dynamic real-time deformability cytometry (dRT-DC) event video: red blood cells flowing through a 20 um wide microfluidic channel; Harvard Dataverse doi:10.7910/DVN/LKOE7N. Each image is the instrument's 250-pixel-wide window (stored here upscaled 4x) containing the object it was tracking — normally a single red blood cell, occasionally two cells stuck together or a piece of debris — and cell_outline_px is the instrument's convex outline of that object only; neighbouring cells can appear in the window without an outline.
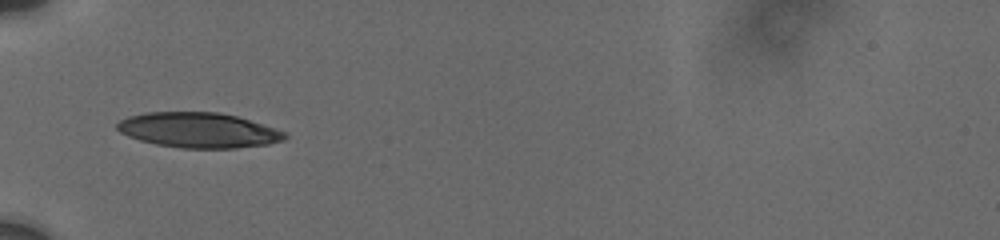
{"species": "human", "species_latin": "Homo sapiens", "temperature_condition": "cold", "stored_images_in_passage": 5, "camera_frame_rate_fps": 3000, "um_per_image_px": 0.085, "donor": {"sex": "male"}, "frame": {"image": 1, "passage_image": 2, "time_ms": 1.0, "image_size_px": [1000, 240], "cell_outline_px": [[288, 136], [284, 140], [268, 144], [236, 148], [180, 148], [156, 144], [140, 140], [128, 136], [120, 132], [116, 128], [116, 124], [120, 120], [128, 116], [144, 112], [220, 112], [236, 116], [288, 132]], "centroid_in_image_um": [16.87, 11.06], "position_along_channel_um": 68.1, "area_um2": 34.45}}
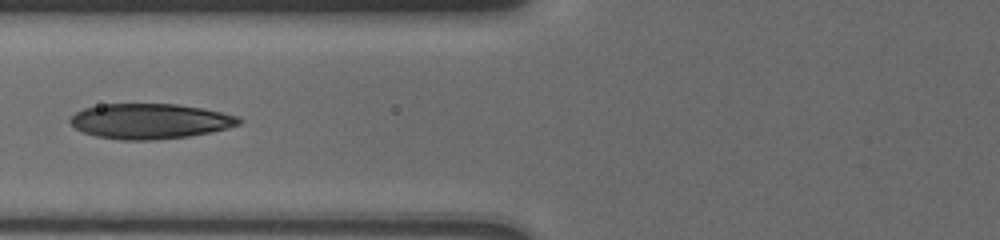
{"frame": {"image": 2, "passage_image": 4, "time_ms": 2.333, "image_size_px": [1000, 240], "cell_outline_px": [[244, 120], [240, 124], [228, 128], [212, 132], [188, 136], [156, 140], [120, 140], [96, 136], [84, 132], [76, 128], [68, 120], [76, 112], [84, 108], [104, 104], [176, 104], [200, 108], [220, 112], [236, 116]], "centroid_in_image_um": [12.76, 10.31], "position_along_channel_um": 113.0, "area_um2": 34.51}}